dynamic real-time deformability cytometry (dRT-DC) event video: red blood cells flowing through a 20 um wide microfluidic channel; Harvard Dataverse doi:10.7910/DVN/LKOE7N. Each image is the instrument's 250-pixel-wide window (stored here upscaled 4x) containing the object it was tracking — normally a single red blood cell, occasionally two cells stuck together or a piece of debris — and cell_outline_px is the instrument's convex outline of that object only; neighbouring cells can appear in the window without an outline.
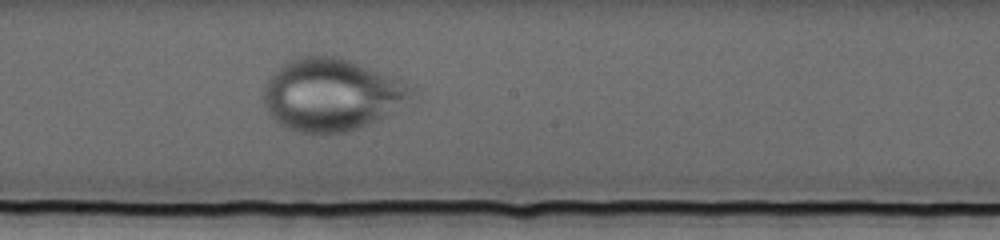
{"species": "human", "species_latin": "Homo sapiens", "temperature_condition": "cold", "stored_images_in_passage": 71, "camera_frame_rate_fps": 3000, "um_per_image_px": 0.085, "donor": {"sex": "female"}, "frame": {"image": 1, "passage_image": 39, "time_ms": 12.667, "image_size_px": [1000, 240], "cell_outline_px": [[420, 92], [388, 116], [360, 128], [348, 132], [320, 136], [296, 132], [284, 128], [276, 124], [260, 100], [264, 88], [272, 72], [284, 60], [296, 56], [324, 52], [352, 60], [404, 80], [416, 88]], "centroid_in_image_um": [28.17, 8.04], "position_along_channel_um": 220.0, "area_um2": 65.31}}
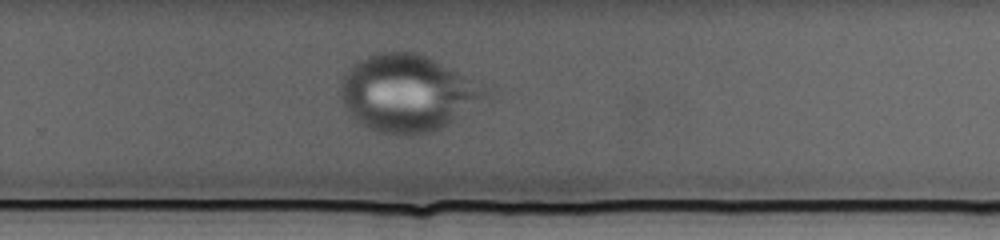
{"frame": {"image": 2, "passage_image": 47, "time_ms": 15.333, "image_size_px": [1000, 240], "cell_outline_px": [[492, 96], [448, 124], [432, 132], [404, 136], [400, 136], [376, 132], [368, 128], [356, 120], [348, 112], [340, 96], [340, 84], [344, 72], [356, 60], [380, 52], [416, 52], [428, 56], [492, 88]], "centroid_in_image_um": [34.68, 7.92], "position_along_channel_um": 295.1, "area_um2": 65.83}}